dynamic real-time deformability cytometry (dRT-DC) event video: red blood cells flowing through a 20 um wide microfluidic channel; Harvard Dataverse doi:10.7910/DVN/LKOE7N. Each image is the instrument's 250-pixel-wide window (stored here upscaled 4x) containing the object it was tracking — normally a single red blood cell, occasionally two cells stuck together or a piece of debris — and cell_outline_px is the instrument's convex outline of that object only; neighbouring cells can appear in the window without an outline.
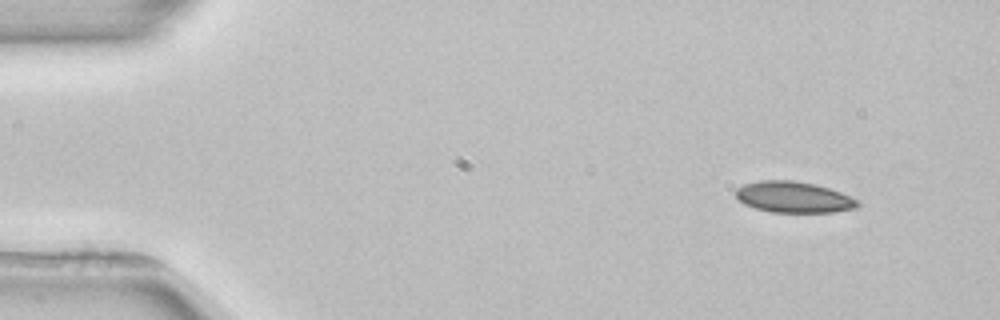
{"species": "common noctule bat (a hibernating species)", "species_latin": "Nyctalus noctula", "temperature_condition": "room temperature", "stored_images_in_passage": 4, "camera_frame_rate_fps": 3000, "um_per_image_px": 0.085, "animal": {"sex": "female", "body_mass_g": 22.7, "forearm_length_mm": 54.2}, "frame": {"image": 1, "passage_image": 1, "time_ms": 0.0, "image_size_px": [1000, 320], "cell_outline_px": [[860, 204], [856, 208], [832, 212], [772, 212], [756, 208], [744, 204], [736, 196], [736, 188], [744, 184], [760, 180], [792, 180], [816, 184], [840, 192], [860, 200]], "centroid_in_image_um": [67.48, 16.75], "position_along_channel_um": 17.5, "area_um2": 22.08}}
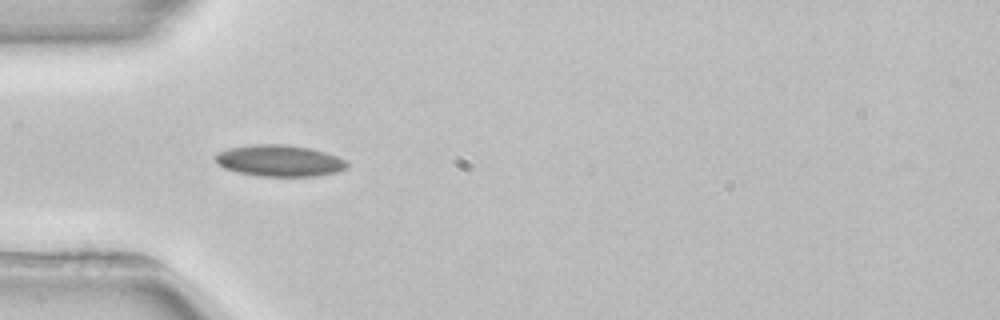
{"frame": {"image": 2, "passage_image": 3, "time_ms": 3.667, "image_size_px": [1000, 320], "cell_outline_px": [[348, 168], [336, 172], [320, 176], [260, 176], [240, 172], [224, 168], [212, 156], [216, 152], [228, 148], [252, 144], [288, 144], [312, 148], [336, 156], [344, 160], [348, 164]], "centroid_in_image_um": [23.75, 13.65], "position_along_channel_um": 61.3, "area_um2": 24.28}}